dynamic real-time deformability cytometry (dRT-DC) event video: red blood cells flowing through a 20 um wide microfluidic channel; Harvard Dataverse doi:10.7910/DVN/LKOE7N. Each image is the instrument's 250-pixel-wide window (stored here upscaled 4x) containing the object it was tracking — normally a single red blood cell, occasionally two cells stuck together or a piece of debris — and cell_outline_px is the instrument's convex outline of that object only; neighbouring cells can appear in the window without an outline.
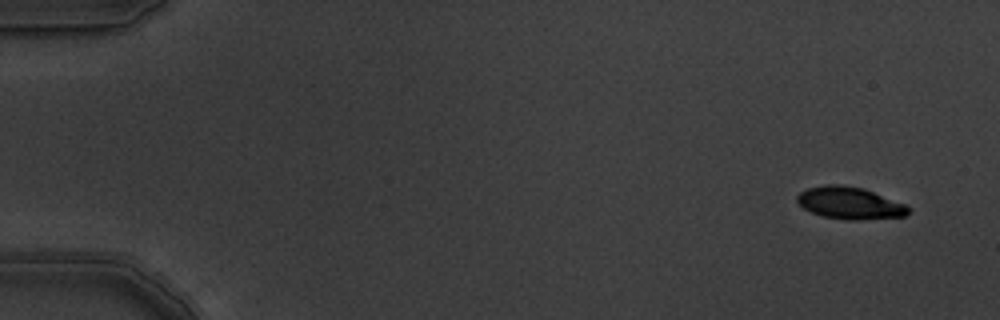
{"species": "common noctule bat (a hibernating species)", "species_latin": "Nyctalus noctula", "temperature_condition": "warm", "stored_images_in_passage": 5, "camera_frame_rate_fps": 3000, "um_per_image_px": 0.085, "animal": {"sex": "male", "body_mass_g": 19.5, "forearm_length_mm": 54.6}, "frame": {"image": 1, "passage_image": 1, "time_ms": 0.0, "image_size_px": [1000, 320], "cell_outline_px": [[912, 208], [904, 216], [860, 220], [848, 220], [824, 216], [812, 212], [804, 208], [796, 200], [796, 196], [800, 192], [808, 188], [824, 184], [840, 184], [864, 188], [904, 204]], "centroid_in_image_um": [72.22, 17.25], "position_along_channel_um": 12.8, "area_um2": 20.75}}